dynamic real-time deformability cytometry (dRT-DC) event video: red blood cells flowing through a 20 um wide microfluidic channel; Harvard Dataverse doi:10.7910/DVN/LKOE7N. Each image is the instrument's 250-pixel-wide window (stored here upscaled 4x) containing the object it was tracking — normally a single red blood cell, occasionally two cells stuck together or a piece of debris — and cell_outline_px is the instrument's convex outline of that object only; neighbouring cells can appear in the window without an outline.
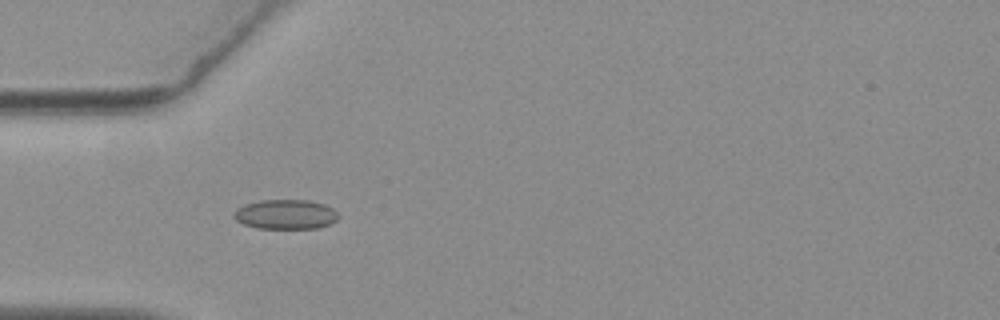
{"species": "common noctule bat (a hibernating species)", "species_latin": "Nyctalus noctula", "temperature_condition": "warm", "stored_images_in_passage": 13, "camera_frame_rate_fps": 3000, "um_per_image_px": 0.085, "animal": {"sex": "female", "body_mass_g": 19.3, "forearm_length_mm": 54.1}, "frame": {"image": 1, "passage_image": 9, "time_ms": 2.667, "image_size_px": [1000, 320], "cell_outline_px": [[340, 216], [336, 220], [328, 224], [316, 228], [256, 228], [244, 224], [236, 220], [232, 216], [244, 204], [260, 200], [308, 200], [324, 204], [332, 208]], "centroid_in_image_um": [24.28, 18.21], "position_along_channel_um": 60.7, "area_um2": 17.86}}
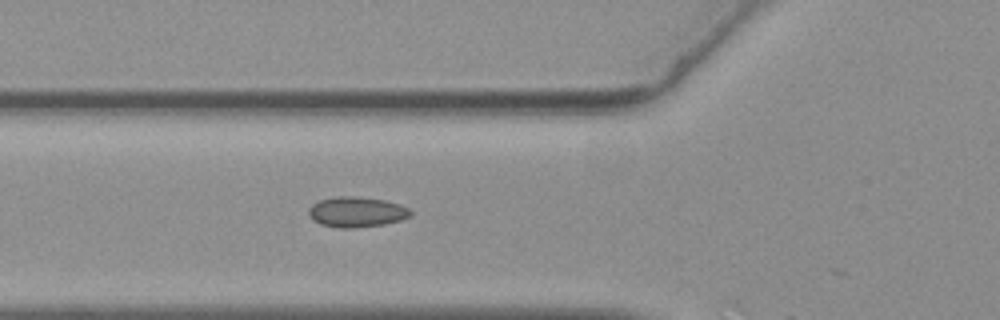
{"frame": {"image": 2, "passage_image": 12, "time_ms": 3.667, "image_size_px": [1000, 320], "cell_outline_px": [[412, 216], [400, 220], [384, 224], [356, 228], [340, 228], [320, 224], [312, 220], [308, 216], [308, 208], [312, 204], [320, 200], [336, 196], [356, 196], [384, 200], [400, 204], [408, 208], [412, 212]], "centroid_in_image_um": [30.29, 18.02], "position_along_channel_um": 95.5, "area_um2": 18.21}}